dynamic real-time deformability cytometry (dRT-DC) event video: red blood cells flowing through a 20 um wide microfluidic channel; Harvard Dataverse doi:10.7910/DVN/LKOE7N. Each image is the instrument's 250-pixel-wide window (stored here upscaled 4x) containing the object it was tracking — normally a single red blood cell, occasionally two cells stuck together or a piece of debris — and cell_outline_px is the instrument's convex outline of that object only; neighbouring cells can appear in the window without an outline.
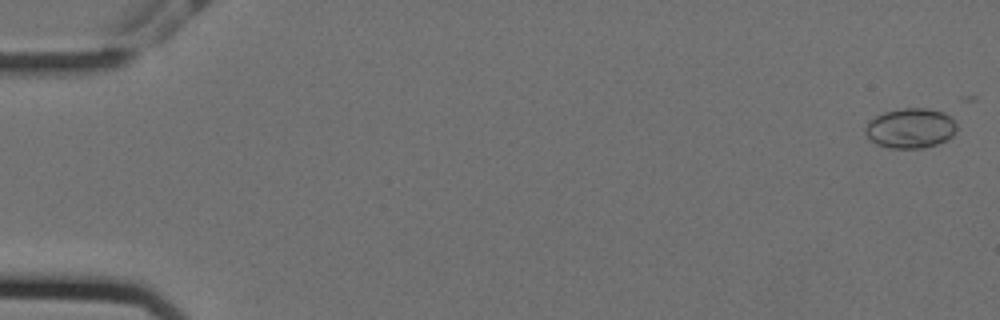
{"species": "Egyptian fruit bat (a non-hibernating species)", "species_latin": "Rousettus aegyptiacus", "temperature_condition": "cold", "stored_images_in_passage": 58, "camera_frame_rate_fps": 3000, "um_per_image_px": 0.085, "animal": {"sex": "female"}, "frame": {"image": 1, "passage_image": 2, "time_ms": 0.333, "image_size_px": [1000, 320], "cell_outline_px": [[956, 132], [948, 140], [936, 144], [920, 148], [888, 148], [876, 144], [864, 132], [864, 128], [876, 116], [884, 112], [904, 108], [928, 108], [940, 112], [956, 120]], "centroid_in_image_um": [77.41, 10.9], "position_along_channel_um": 7.6, "area_um2": 21.15}}
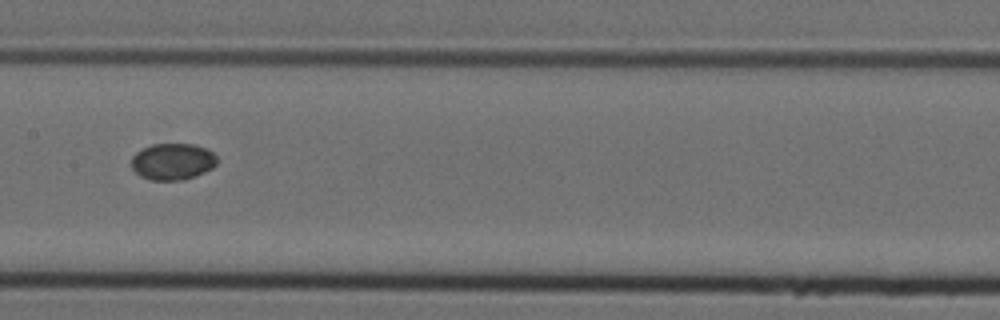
{"frame": {"image": 2, "passage_image": 30, "time_ms": 9.667, "image_size_px": [1000, 320], "cell_outline_px": [[216, 164], [212, 168], [196, 176], [180, 180], [148, 180], [140, 176], [132, 168], [132, 156], [140, 148], [152, 144], [192, 144], [208, 148], [216, 156]], "centroid_in_image_um": [14.66, 13.72], "position_along_channel_um": 192.7, "area_um2": 18.38}}
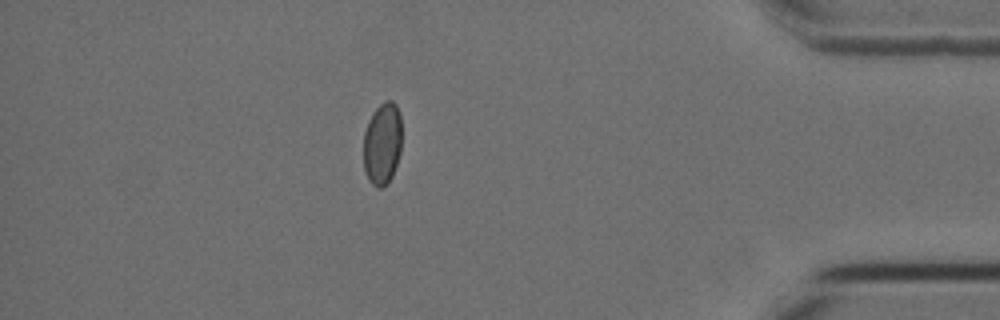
{"frame": {"image": 3, "passage_image": 51, "time_ms": 16.667, "image_size_px": [1000, 320], "cell_outline_px": [[400, 152], [392, 176], [380, 188], [376, 188], [368, 180], [364, 168], [364, 132], [368, 120], [372, 112], [384, 100], [392, 100], [396, 104], [400, 116]], "centroid_in_image_um": [32.48, 12.17], "position_along_channel_um": 402.7, "area_um2": 18.26}}